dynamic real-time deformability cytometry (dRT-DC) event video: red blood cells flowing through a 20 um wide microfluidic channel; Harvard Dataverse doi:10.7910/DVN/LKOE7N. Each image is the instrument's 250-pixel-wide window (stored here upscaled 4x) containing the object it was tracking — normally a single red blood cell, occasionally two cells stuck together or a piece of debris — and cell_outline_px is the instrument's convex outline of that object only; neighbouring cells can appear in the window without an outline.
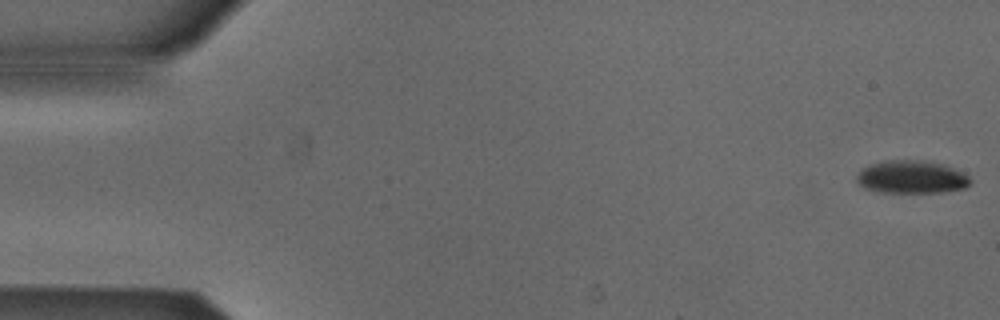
{"species": "Egyptian fruit bat (a non-hibernating species)", "species_latin": "Rousettus aegyptiacus", "temperature_condition": "cold", "stored_images_in_passage": 50, "camera_frame_rate_fps": 3000, "um_per_image_px": 0.085, "animal": {"sex": "male"}, "frame": {"image": 1, "passage_image": 1, "time_ms": 0.0, "image_size_px": [1000, 320], "cell_outline_px": [[972, 180], [964, 188], [940, 192], [876, 192], [864, 188], [856, 180], [856, 176], [864, 168], [872, 164], [888, 160], [912, 160], [940, 164], [964, 172]], "centroid_in_image_um": [77.46, 15.06], "position_along_channel_um": 7.5, "area_um2": 21.39}}
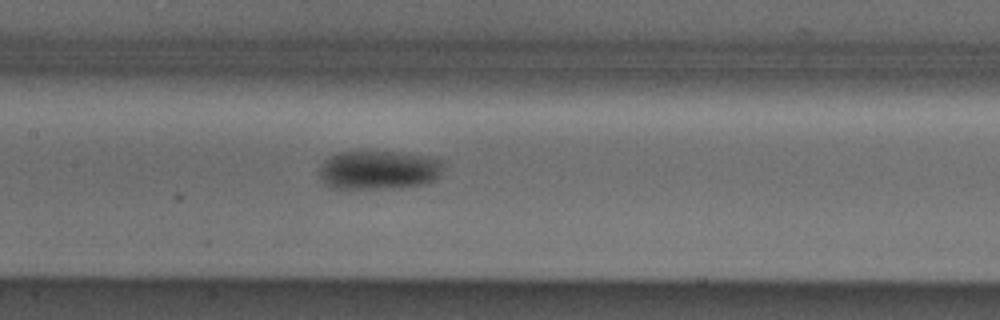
{"frame": {"image": 2, "passage_image": 25, "time_ms": 8.0, "image_size_px": [1000, 320], "cell_outline_px": [[444, 168], [440, 176], [436, 180], [428, 184], [392, 188], [332, 188], [324, 184], [320, 176], [320, 168], [324, 160], [328, 156], [340, 152], [400, 152], [432, 156], [444, 160]], "centroid_in_image_um": [32.27, 14.44], "position_along_channel_um": 175.1, "area_um2": 28.61}}
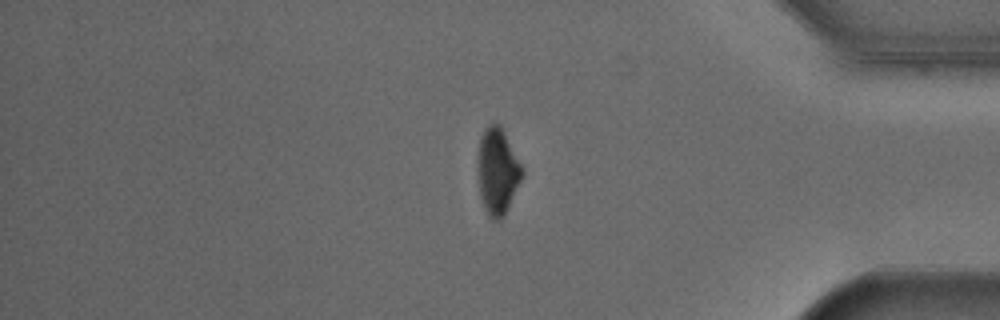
{"frame": {"image": 3, "passage_image": 44, "time_ms": 14.333, "image_size_px": [1000, 320], "cell_outline_px": [[524, 172], [508, 208], [504, 216], [500, 220], [492, 220], [488, 216], [484, 208], [480, 196], [476, 168], [480, 136], [484, 128], [488, 124], [500, 124]], "centroid_in_image_um": [42.24, 14.57], "position_along_channel_um": 393.0, "area_um2": 22.37}, "authors_computed_cell_mechanics": {"area_um2": 24.3916, "velocity_mm_per_s": 3.8806, "shape_relaxation_time_tau1_ms": 3.3971, "shape_relaxation_time_tau2_ms": null, "deformation_change_tau1": 0.107, "deformation_change_tau2": null}}